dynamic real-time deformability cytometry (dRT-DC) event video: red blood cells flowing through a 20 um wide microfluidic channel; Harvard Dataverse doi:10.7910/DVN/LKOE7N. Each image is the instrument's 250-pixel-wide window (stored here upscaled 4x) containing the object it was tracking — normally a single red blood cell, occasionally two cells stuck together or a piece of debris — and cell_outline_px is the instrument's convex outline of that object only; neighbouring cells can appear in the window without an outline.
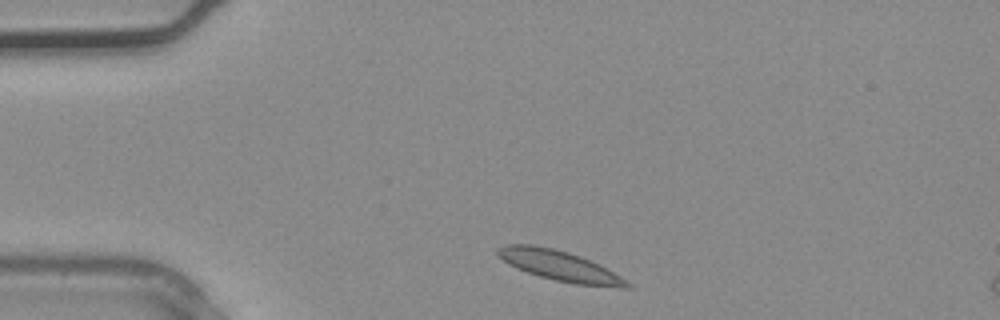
{"species": "common noctule bat (a hibernating species)", "species_latin": "Nyctalus noctula", "temperature_condition": "warm", "stored_images_in_passage": 2, "camera_frame_rate_fps": 3000, "um_per_image_px": 0.085, "animal": {"sex": "male", "body_mass_g": 20.4}, "frame": {"image": 1, "passage_image": 1, "time_ms": 0.0, "image_size_px": [1000, 320], "cell_outline_px": [[632, 288], [624, 288], [572, 284], [540, 276], [516, 268], [508, 264], [496, 252], [496, 248], [504, 244], [532, 244], [552, 248], [568, 252], [580, 256], [620, 276], [632, 284]], "centroid_in_image_um": [47.55, 22.59], "position_along_channel_um": 37.5, "area_um2": 22.54}}